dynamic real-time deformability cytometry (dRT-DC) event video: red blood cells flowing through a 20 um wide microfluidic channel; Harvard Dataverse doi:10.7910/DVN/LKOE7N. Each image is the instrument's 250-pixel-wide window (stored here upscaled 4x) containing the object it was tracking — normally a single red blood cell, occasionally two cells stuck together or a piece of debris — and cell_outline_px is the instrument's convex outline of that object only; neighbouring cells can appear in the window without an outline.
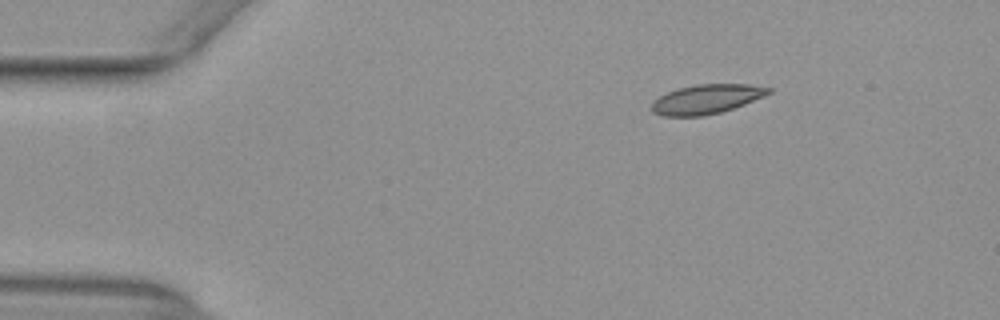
{"species": "common noctule bat (a hibernating species)", "species_latin": "Nyctalus noctula", "temperature_condition": "warm", "stored_images_in_passage": 48, "camera_frame_rate_fps": 3000, "um_per_image_px": 0.085, "animal": {"sex": "female", "body_mass_g": 29.2, "forearm_length_mm": 56.3}, "frame": {"image": 1, "passage_image": 3, "time_ms": 0.667, "image_size_px": [1000, 320], "cell_outline_px": [[772, 92], [764, 96], [744, 104], [720, 112], [704, 116], [660, 116], [652, 112], [652, 100], [676, 88], [696, 84], [748, 84], [772, 88]], "centroid_in_image_um": [60.02, 8.42], "position_along_channel_um": 25.0, "area_um2": 20.06}}
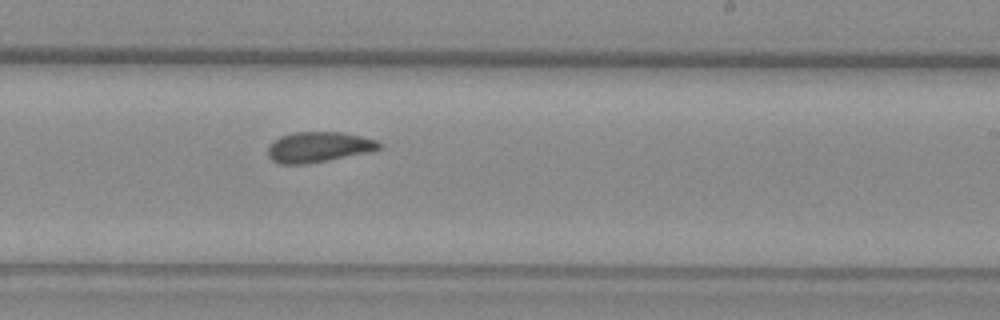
{"frame": {"image": 2, "passage_image": 27, "time_ms": 8.667, "image_size_px": [1000, 320], "cell_outline_px": [[380, 148], [368, 152], [308, 164], [280, 164], [272, 160], [268, 156], [268, 144], [280, 136], [296, 132], [340, 132], [360, 136], [376, 140], [380, 144]], "centroid_in_image_um": [27.02, 12.5], "position_along_channel_um": 262.0, "area_um2": 19.59}}
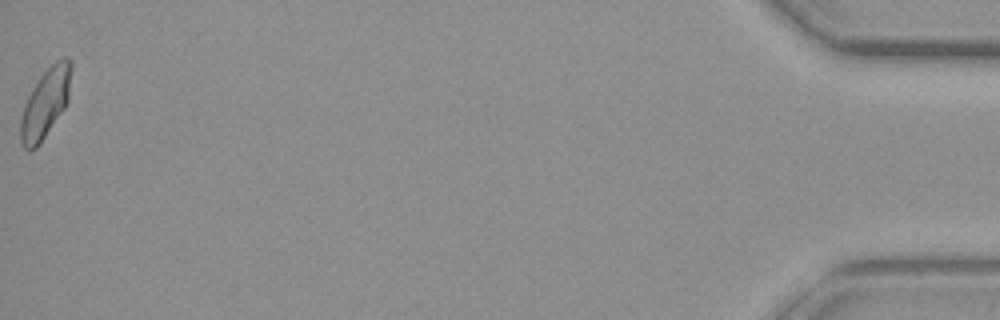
{"frame": {"image": 3, "passage_image": 48, "time_ms": 15.667, "image_size_px": [1000, 320], "cell_outline_px": [[72, 68], [68, 100], [64, 108], [40, 144], [36, 148], [24, 148], [20, 140], [20, 120], [24, 104], [32, 88], [40, 76], [56, 60], [64, 56], [72, 60]], "centroid_in_image_um": [3.87, 8.73], "position_along_channel_um": 431.3, "area_um2": 20.4}, "authors_computed_cell_mechanics": {"area_um2": 19.9121, "velocity_mm_per_s": 3.9174, "shape_relaxation_time_tau1_ms": 9.6775, "shape_relaxation_time_tau2_ms": 2.1193, "deformation_change_tau1": 0.1637, "deformation_change_tau2": 0.0607}}